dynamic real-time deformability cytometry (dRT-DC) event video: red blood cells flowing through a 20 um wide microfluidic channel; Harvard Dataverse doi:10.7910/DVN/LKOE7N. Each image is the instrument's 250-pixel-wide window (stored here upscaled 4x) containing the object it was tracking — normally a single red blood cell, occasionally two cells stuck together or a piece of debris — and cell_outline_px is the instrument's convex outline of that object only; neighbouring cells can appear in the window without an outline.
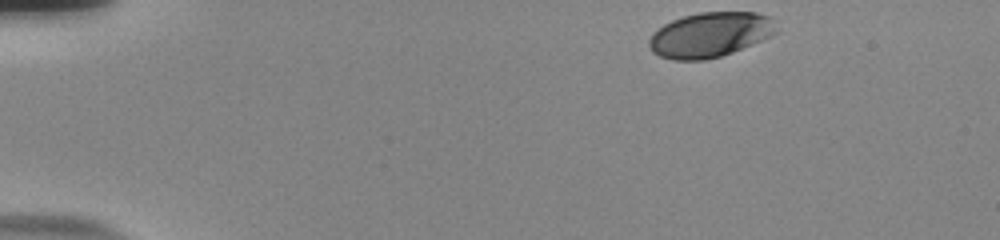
{"species": "human", "species_latin": "Homo sapiens", "temperature_condition": "room temperature", "stored_images_in_passage": 41, "camera_frame_rate_fps": 3000, "um_per_image_px": 0.085, "donor": {"sex": "male"}, "frame": {"image": 1, "passage_image": 1, "time_ms": 0.0, "image_size_px": [1000, 240], "cell_outline_px": [[776, 32], [760, 40], [732, 52], [720, 56], [704, 60], [672, 60], [660, 56], [652, 52], [648, 48], [648, 40], [652, 32], [664, 24], [672, 20], [684, 16], [700, 12], [756, 12], [768, 16]], "centroid_in_image_um": [60.25, 2.96], "position_along_channel_um": 24.8, "area_um2": 32.95}}
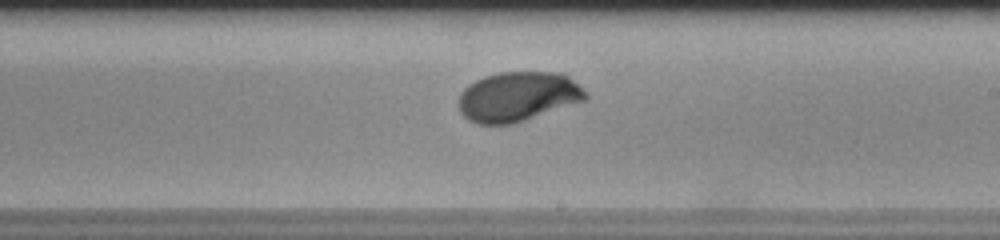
{"frame": {"image": 2, "passage_image": 27, "time_ms": 8.667, "image_size_px": [1000, 240], "cell_outline_px": [[588, 100], [512, 124], [476, 124], [468, 120], [460, 112], [460, 92], [468, 84], [484, 76], [500, 72], [560, 72], [568, 76], [588, 92]], "centroid_in_image_um": [44.05, 8.21], "position_along_channel_um": 245.0, "area_um2": 36.99}}
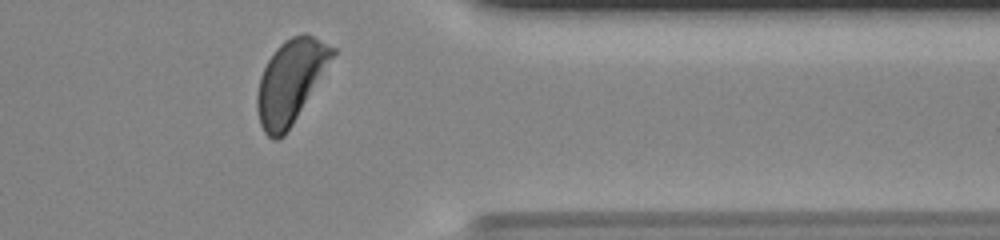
{"frame": {"image": 3, "passage_image": 39, "time_ms": 12.667, "image_size_px": [1000, 240], "cell_outline_px": [[336, 52], [292, 124], [284, 136], [276, 140], [272, 140], [264, 132], [260, 124], [256, 108], [256, 96], [260, 76], [268, 60], [276, 48], [284, 40], [292, 36], [304, 32], [336, 48]], "centroid_in_image_um": [24.66, 6.92], "position_along_channel_um": 386.7, "area_um2": 35.95}, "authors_computed_cell_mechanics": {"area_um2": 36.0094, "velocity_mm_per_s": 3.7352, "shape_relaxation_time_tau1_ms": 2.5939, "shape_relaxation_time_tau2_ms": null, "deformation_change_tau1": 0.1348, "deformation_change_tau2": null}}